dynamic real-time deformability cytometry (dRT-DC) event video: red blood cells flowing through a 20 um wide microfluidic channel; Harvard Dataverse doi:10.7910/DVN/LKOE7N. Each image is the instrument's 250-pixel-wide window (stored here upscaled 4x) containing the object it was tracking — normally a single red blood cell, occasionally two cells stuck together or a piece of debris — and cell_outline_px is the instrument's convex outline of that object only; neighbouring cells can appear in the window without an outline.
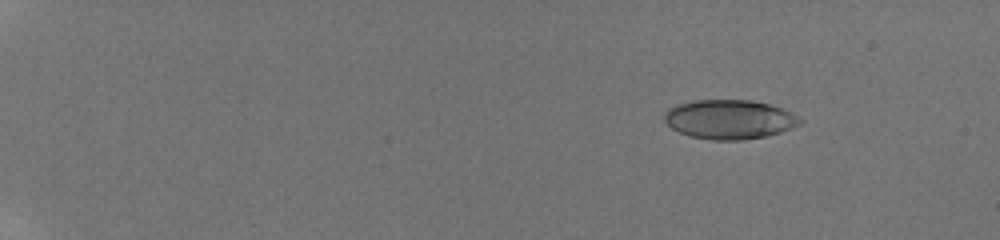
{"species": "human", "species_latin": "Homo sapiens", "temperature_condition": "room temperature", "stored_images_in_passage": 23, "camera_frame_rate_fps": 3000, "um_per_image_px": 0.085, "donor": {"sex": "male"}, "frame": {"image": 1, "passage_image": 5, "time_ms": 2.333, "image_size_px": [1000, 240], "cell_outline_px": [[804, 120], [800, 124], [792, 128], [780, 132], [764, 136], [744, 140], [712, 140], [692, 136], [680, 132], [672, 128], [664, 120], [664, 112], [676, 104], [692, 100], [752, 100], [772, 104], [784, 108], [800, 116]], "centroid_in_image_um": [62.05, 10.13], "position_along_channel_um": 23.0, "area_um2": 31.33}}
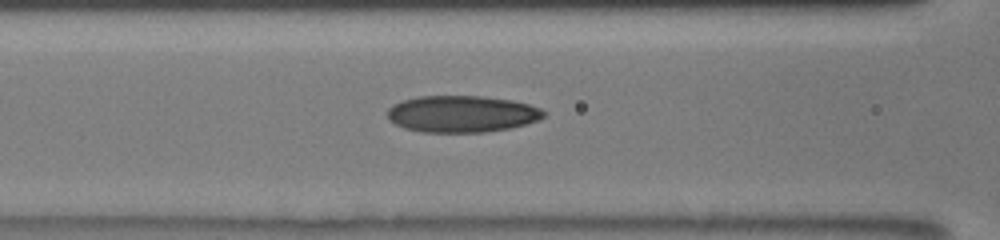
{"frame": {"image": 2, "passage_image": 17, "time_ms": 9.0, "image_size_px": [1000, 240], "cell_outline_px": [[548, 112], [540, 120], [512, 128], [484, 132], [420, 132], [404, 128], [388, 120], [388, 108], [392, 104], [400, 100], [416, 96], [484, 96], [512, 100], [528, 104], [540, 108]], "centroid_in_image_um": [39.26, 9.68], "position_along_channel_um": 127.3, "area_um2": 33.87}}
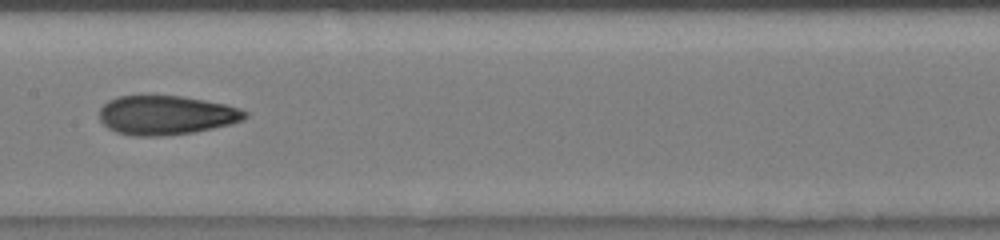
{"frame": {"image": 3, "passage_image": 20, "time_ms": 10.667, "image_size_px": [1000, 240], "cell_outline_px": [[248, 116], [244, 120], [232, 124], [196, 132], [160, 136], [132, 136], [116, 132], [108, 128], [100, 120], [100, 108], [108, 100], [120, 96], [180, 96], [204, 100], [224, 104], [240, 108], [248, 112]], "centroid_in_image_um": [14.15, 9.8], "position_along_channel_um": 193.3, "area_um2": 33.35}}